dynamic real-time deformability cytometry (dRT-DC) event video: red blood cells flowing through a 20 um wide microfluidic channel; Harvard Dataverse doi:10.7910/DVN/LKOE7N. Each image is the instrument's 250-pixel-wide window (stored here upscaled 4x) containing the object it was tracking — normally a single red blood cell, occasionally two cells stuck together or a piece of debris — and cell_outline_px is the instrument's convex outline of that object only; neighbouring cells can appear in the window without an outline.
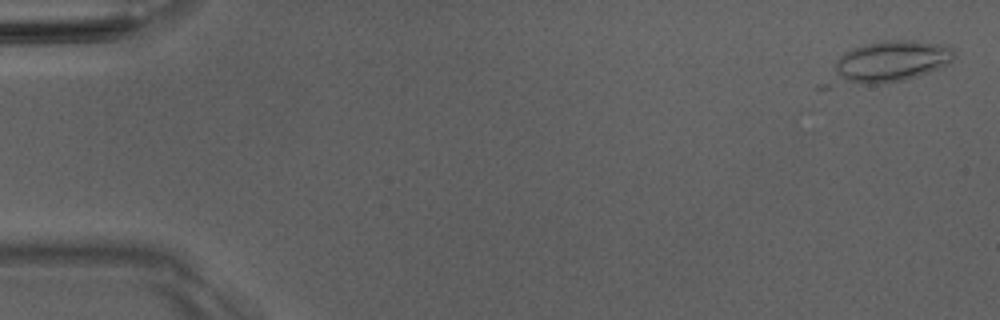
{"species": "Egyptian fruit bat (a non-hibernating species)", "species_latin": "Rousettus aegyptiacus", "temperature_condition": "room temperature", "stored_images_in_passage": 12, "camera_frame_rate_fps": 3000, "um_per_image_px": 0.085, "animal": {"sex": "male"}, "frame": {"image": 1, "passage_image": 2, "time_ms": 0.333, "image_size_px": [1000, 320], "cell_outline_px": [[956, 52], [952, 60], [948, 64], [928, 72], [916, 76], [900, 80], [872, 84], [828, 88], [816, 88], [816, 84], [836, 60], [844, 52], [852, 48], [864, 44], [884, 40], [912, 40], [940, 44], [952, 48]], "centroid_in_image_um": [75.26, 5.34], "position_along_channel_um": 9.7, "area_um2": 31.62}}